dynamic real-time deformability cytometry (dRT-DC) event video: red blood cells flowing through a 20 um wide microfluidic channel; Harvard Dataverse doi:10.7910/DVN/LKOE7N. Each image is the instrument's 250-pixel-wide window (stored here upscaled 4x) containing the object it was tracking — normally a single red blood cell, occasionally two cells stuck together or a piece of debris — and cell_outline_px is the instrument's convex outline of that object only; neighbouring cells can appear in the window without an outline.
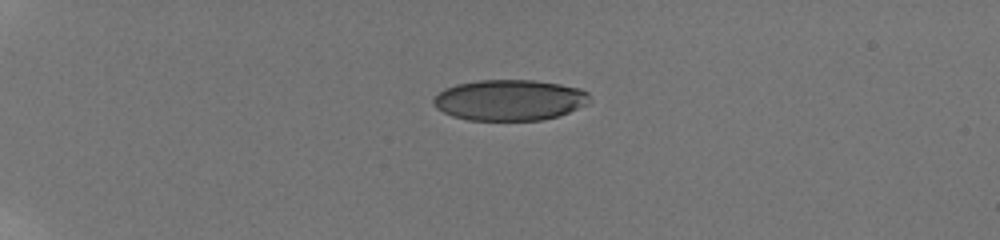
{"species": "human", "species_latin": "Homo sapiens", "temperature_condition": "room temperature", "stored_images_in_passage": 42, "camera_frame_rate_fps": 3000, "um_per_image_px": 0.085, "donor": {"sex": "male"}, "frame": {"image": 1, "passage_image": 1, "time_ms": 0.0, "image_size_px": [1000, 240], "cell_outline_px": [[592, 100], [588, 104], [560, 116], [540, 120], [468, 120], [452, 116], [436, 108], [432, 104], [432, 100], [444, 88], [456, 84], [480, 80], [536, 80], [560, 84], [580, 88], [588, 92]], "centroid_in_image_um": [43.34, 8.5], "position_along_channel_um": 41.7, "area_um2": 37.51}}
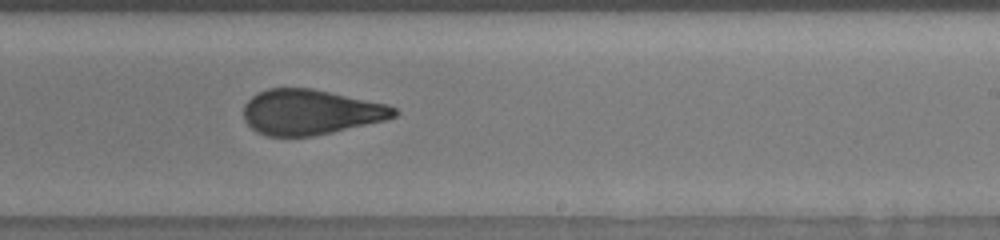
{"frame": {"image": 2, "passage_image": 24, "time_ms": 7.667, "image_size_px": [1000, 240], "cell_outline_px": [[400, 112], [396, 116], [384, 120], [332, 132], [312, 136], [268, 136], [256, 132], [244, 120], [244, 104], [252, 96], [268, 88], [312, 88], [388, 104], [396, 108]], "centroid_in_image_um": [26.39, 9.52], "position_along_channel_um": 262.6, "area_um2": 39.59}}
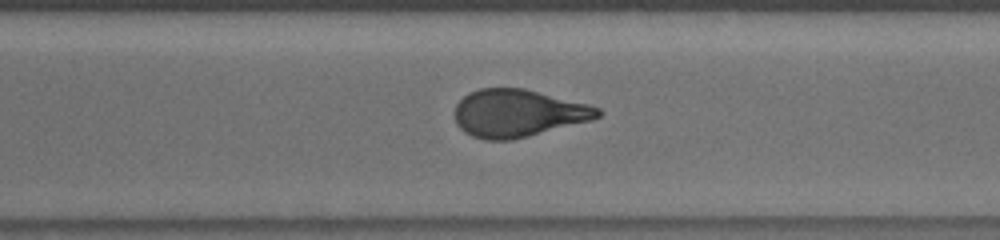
{"frame": {"image": 3, "passage_image": 29, "time_ms": 9.333, "image_size_px": [1000, 240], "cell_outline_px": [[604, 112], [600, 116], [588, 120], [528, 136], [512, 140], [484, 140], [472, 136], [464, 132], [456, 124], [456, 104], [468, 92], [480, 88], [524, 88], [588, 104], [600, 108]], "centroid_in_image_um": [44.0, 9.61], "position_along_channel_um": 326.6, "area_um2": 39.36}, "authors_computed_cell_mechanics": {"area_um2": 39.882, "velocity_mm_per_s": 3.8523, "shape_relaxation_time_tau1_ms": 8.5291, "shape_relaxation_time_tau2_ms": 1.1333, "deformation_change_tau1": 0.2385, "deformation_change_tau2": 0.0907}}